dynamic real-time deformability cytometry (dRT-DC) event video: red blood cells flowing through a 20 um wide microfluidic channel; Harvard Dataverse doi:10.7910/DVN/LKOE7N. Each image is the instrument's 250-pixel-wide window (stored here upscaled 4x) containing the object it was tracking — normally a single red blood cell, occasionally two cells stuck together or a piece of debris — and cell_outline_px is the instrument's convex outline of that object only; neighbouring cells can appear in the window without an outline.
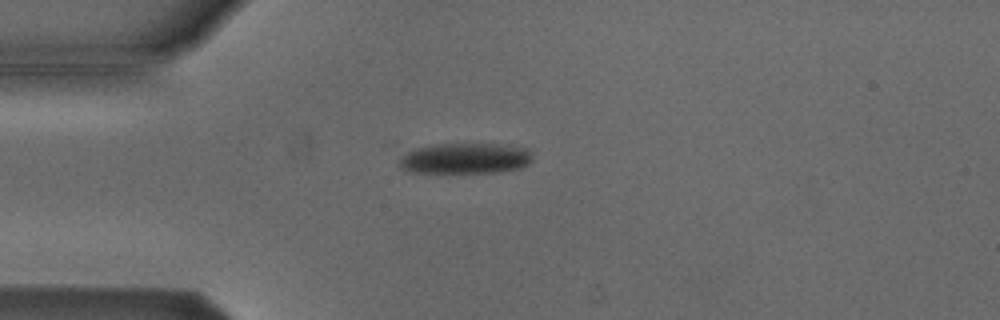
{"species": "Egyptian fruit bat (a non-hibernating species)", "species_latin": "Rousettus aegyptiacus", "temperature_condition": "cold", "stored_images_in_passage": 5, "camera_frame_rate_fps": 3000, "um_per_image_px": 0.085, "animal": {"sex": "male"}, "frame": {"image": 1, "passage_image": 2, "time_ms": 0.333, "image_size_px": [1000, 320], "cell_outline_px": [[532, 160], [528, 164], [520, 168], [496, 172], [412, 172], [400, 168], [400, 160], [408, 152], [416, 148], [436, 144], [508, 144], [528, 148], [532, 152]], "centroid_in_image_um": [39.62, 13.45], "position_along_channel_um": 45.4, "area_um2": 23.76}}